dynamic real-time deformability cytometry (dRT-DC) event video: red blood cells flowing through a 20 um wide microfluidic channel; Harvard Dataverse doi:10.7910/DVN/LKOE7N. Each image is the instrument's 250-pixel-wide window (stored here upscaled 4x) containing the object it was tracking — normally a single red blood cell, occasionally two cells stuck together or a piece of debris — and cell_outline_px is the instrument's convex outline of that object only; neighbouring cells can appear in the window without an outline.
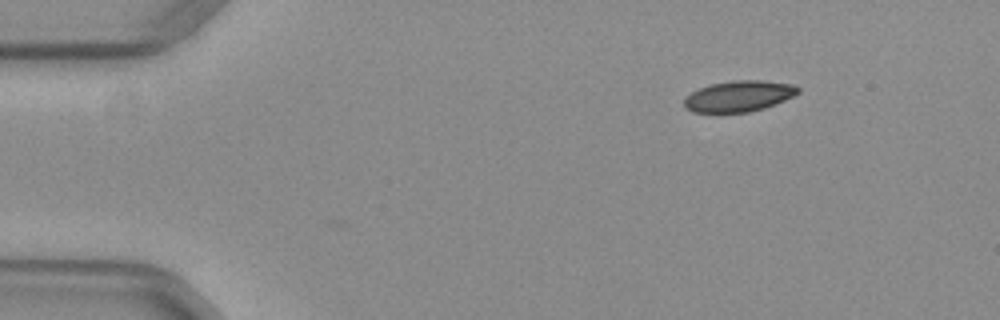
{"species": "common noctule bat (a hibernating species)", "species_latin": "Nyctalus noctula", "temperature_condition": "warm", "stored_images_in_passage": 5, "camera_frame_rate_fps": 3000, "um_per_image_px": 0.085, "animal": {"sex": "female", "body_mass_g": 29.2, "forearm_length_mm": 56.3}, "frame": {"image": 1, "passage_image": 5, "time_ms": 1.333, "image_size_px": [1000, 320], "cell_outline_px": [[800, 92], [784, 100], [764, 108], [748, 112], [692, 112], [684, 108], [684, 100], [692, 92], [700, 88], [712, 84], [732, 80], [764, 80], [792, 84], [800, 88]], "centroid_in_image_um": [62.81, 8.17], "position_along_channel_um": 22.2, "area_um2": 20.4}}